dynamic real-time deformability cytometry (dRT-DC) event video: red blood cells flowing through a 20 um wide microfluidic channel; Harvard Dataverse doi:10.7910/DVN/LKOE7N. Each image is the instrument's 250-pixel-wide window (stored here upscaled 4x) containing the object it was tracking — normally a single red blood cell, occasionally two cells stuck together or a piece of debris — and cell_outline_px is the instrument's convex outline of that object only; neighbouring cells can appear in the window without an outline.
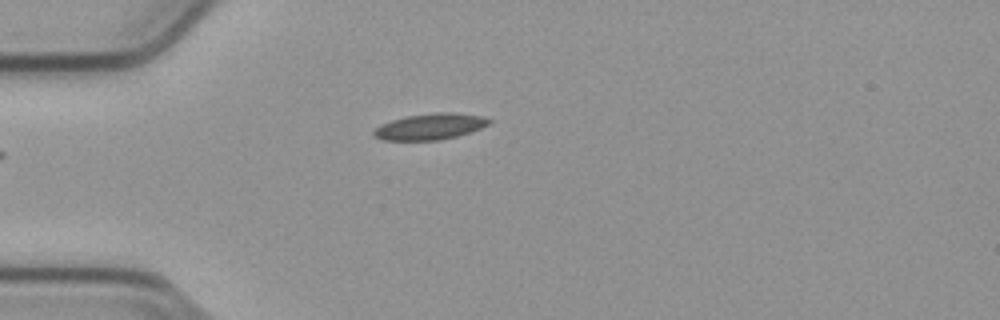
{"species": "common noctule bat (a hibernating species)", "species_latin": "Nyctalus noctula", "temperature_condition": "cold", "stored_images_in_passage": 40, "camera_frame_rate_fps": 3000, "um_per_image_px": 0.085, "animal": {"sex": "male", "body_mass_g": 23.1, "forearm_length_mm": 52.7}, "frame": {"image": 1, "passage_image": 1, "time_ms": 0.0, "image_size_px": [1000, 320], "cell_outline_px": [[492, 120], [488, 124], [480, 128], [456, 136], [440, 140], [380, 140], [372, 136], [372, 132], [380, 124], [392, 120], [408, 116], [436, 112], [452, 112], [484, 116]], "centroid_in_image_um": [36.52, 10.76], "position_along_channel_um": 48.5, "area_um2": 17.51}}
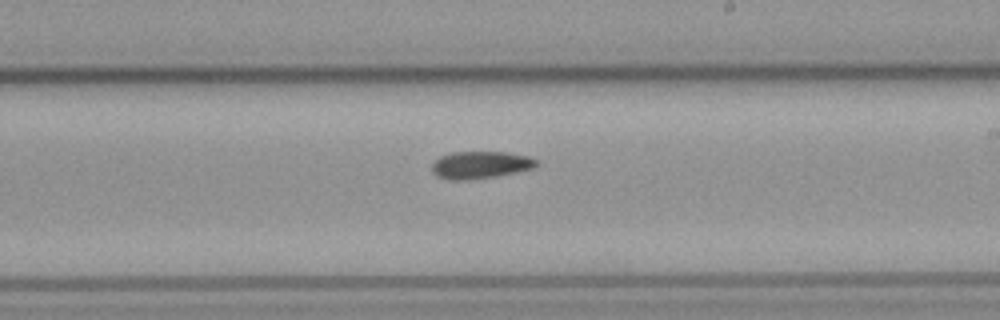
{"frame": {"image": 2, "passage_image": 18, "time_ms": 5.667, "image_size_px": [1000, 320], "cell_outline_px": [[536, 164], [532, 168], [516, 172], [496, 176], [464, 180], [448, 180], [436, 176], [432, 172], [432, 164], [440, 156], [452, 152], [508, 152], [528, 156], [536, 160]], "centroid_in_image_um": [40.78, 14.02], "position_along_channel_um": 248.2, "area_um2": 16.53}}
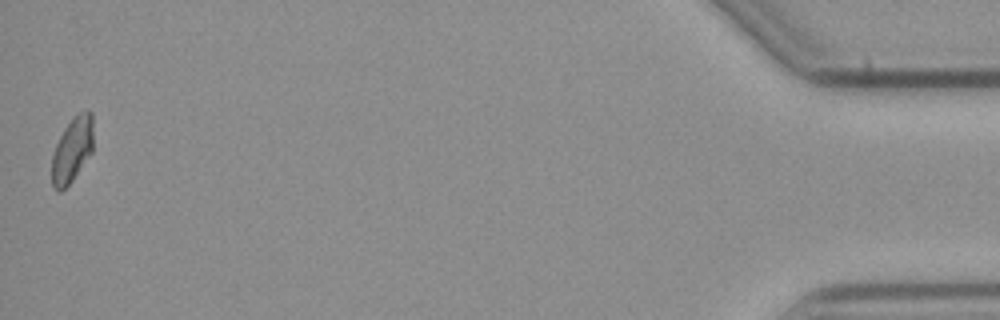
{"frame": {"image": 3, "passage_image": 40, "time_ms": 13.0, "image_size_px": [1000, 320], "cell_outline_px": [[92, 152], [72, 180], [60, 192], [56, 192], [52, 184], [52, 156], [56, 144], [64, 128], [72, 116], [76, 112], [88, 108], [92, 112]], "centroid_in_image_um": [6.14, 12.67], "position_along_channel_um": 429.1, "area_um2": 15.84}}